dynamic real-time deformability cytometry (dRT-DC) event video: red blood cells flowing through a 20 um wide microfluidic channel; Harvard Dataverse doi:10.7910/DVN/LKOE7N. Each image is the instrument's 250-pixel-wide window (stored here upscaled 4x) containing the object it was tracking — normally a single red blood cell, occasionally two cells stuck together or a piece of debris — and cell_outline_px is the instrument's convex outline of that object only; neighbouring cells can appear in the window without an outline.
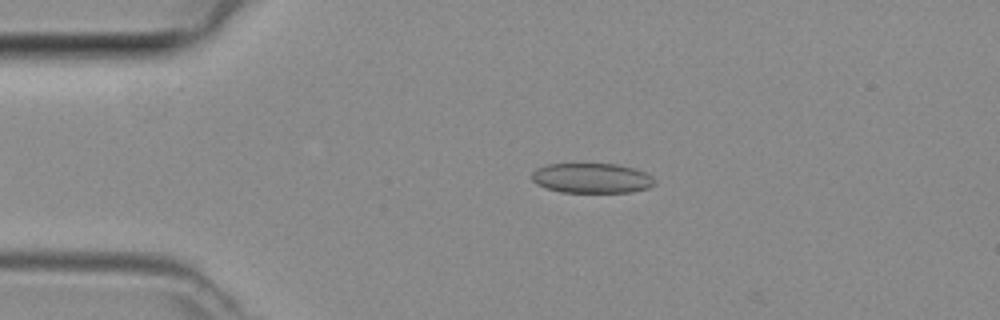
{"species": "common noctule bat (a hibernating species)", "species_latin": "Nyctalus noctula", "temperature_condition": "room temperature", "stored_images_in_passage": 8, "camera_frame_rate_fps": 3000, "um_per_image_px": 0.085, "animal": {"sex": "female", "body_mass_g": 29.2, "forearm_length_mm": 56.3}, "frame": {"image": 1, "passage_image": 7, "time_ms": 2.0, "image_size_px": [1000, 320], "cell_outline_px": [[656, 184], [648, 188], [632, 192], [560, 192], [544, 188], [536, 184], [532, 180], [532, 172], [536, 168], [548, 164], [616, 164], [632, 168], [644, 172], [652, 176], [656, 180]], "centroid_in_image_um": [50.29, 15.15], "position_along_channel_um": 34.7, "area_um2": 21.56}}